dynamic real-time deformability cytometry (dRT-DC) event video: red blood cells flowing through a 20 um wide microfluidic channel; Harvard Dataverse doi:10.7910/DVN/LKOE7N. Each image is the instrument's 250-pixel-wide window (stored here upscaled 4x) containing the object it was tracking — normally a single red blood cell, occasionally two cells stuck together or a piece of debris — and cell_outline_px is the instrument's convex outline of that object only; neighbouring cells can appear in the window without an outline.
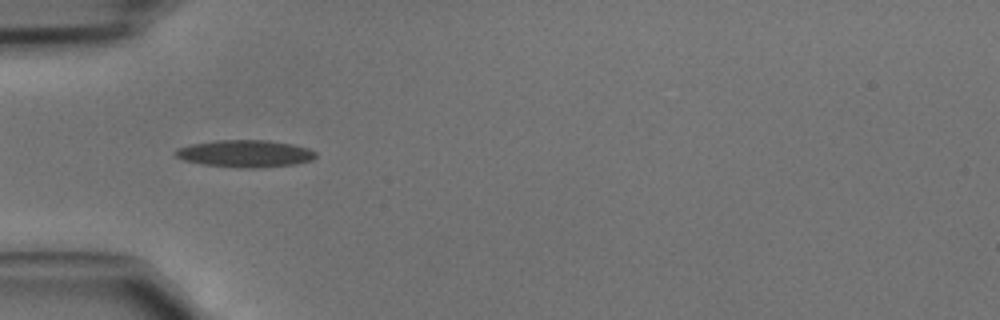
{"species": "common noctule bat (a hibernating species)", "species_latin": "Nyctalus noctula", "temperature_condition": "cold", "stored_images_in_passage": 5, "camera_frame_rate_fps": 3000, "um_per_image_px": 0.085, "animal": {"sex": "male", "body_mass_g": 15.6}, "frame": {"image": 1, "passage_image": 2, "time_ms": 0.333, "image_size_px": [1000, 320], "cell_outline_px": [[316, 156], [312, 160], [292, 164], [252, 168], [240, 168], [204, 164], [184, 160], [176, 156], [172, 152], [176, 148], [192, 144], [216, 140], [268, 140], [292, 144], [308, 148], [316, 152]], "centroid_in_image_um": [20.81, 13.04], "position_along_channel_um": 64.2, "area_um2": 22.08}}